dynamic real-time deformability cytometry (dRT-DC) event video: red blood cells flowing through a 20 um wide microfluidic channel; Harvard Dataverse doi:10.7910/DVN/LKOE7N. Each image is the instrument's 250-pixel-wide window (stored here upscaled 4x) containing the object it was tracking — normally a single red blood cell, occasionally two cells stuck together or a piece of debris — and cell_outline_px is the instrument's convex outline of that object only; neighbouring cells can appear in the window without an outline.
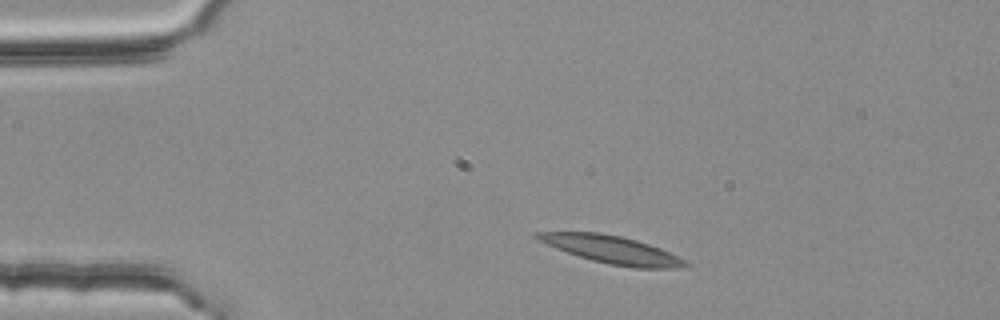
{"species": "common noctule bat (a hibernating species)", "species_latin": "Nyctalus noctula", "temperature_condition": "room temperature", "stored_images_in_passage": 2, "camera_frame_rate_fps": 3000, "um_per_image_px": 0.085, "animal": {"sex": "female", "body_mass_g": 25.1}, "frame": {"image": 1, "passage_image": 2, "time_ms": 0.333, "image_size_px": [1000, 320], "cell_outline_px": [[692, 264], [676, 268], [632, 268], [608, 264], [592, 260], [556, 248], [536, 240], [532, 236], [532, 232], [600, 232], [620, 236], [636, 240], [660, 248]], "centroid_in_image_um": [51.95, 21.21], "position_along_channel_um": 33.0, "area_um2": 23.76}}